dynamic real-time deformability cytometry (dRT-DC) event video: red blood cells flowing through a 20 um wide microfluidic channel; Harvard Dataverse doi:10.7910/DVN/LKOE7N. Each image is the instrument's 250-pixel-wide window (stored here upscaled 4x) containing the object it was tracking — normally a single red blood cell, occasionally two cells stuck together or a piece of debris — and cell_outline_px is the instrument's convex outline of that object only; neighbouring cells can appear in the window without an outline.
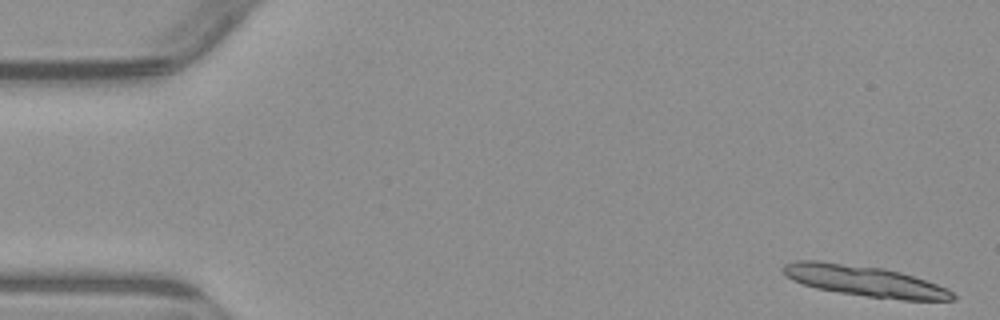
{"species": "common noctule bat (a hibernating species)", "species_latin": "Nyctalus noctula", "temperature_condition": "warm", "stored_images_in_passage": 6, "camera_frame_rate_fps": 3000, "um_per_image_px": 0.085, "animal": {"sex": "male", "body_mass_g": 23.1, "forearm_length_mm": 52.7}, "frame": {"image": 1, "passage_image": 1, "time_ms": 0.0, "image_size_px": [1000, 320], "cell_outline_px": [[956, 300], [904, 300], [868, 296], [840, 292], [816, 288], [792, 280], [784, 276], [780, 268], [784, 264], [796, 260], [816, 260], [884, 268], [900, 272], [948, 288], [956, 296]], "centroid_in_image_um": [73.45, 23.87], "position_along_channel_um": 11.5, "area_um2": 30.29}}
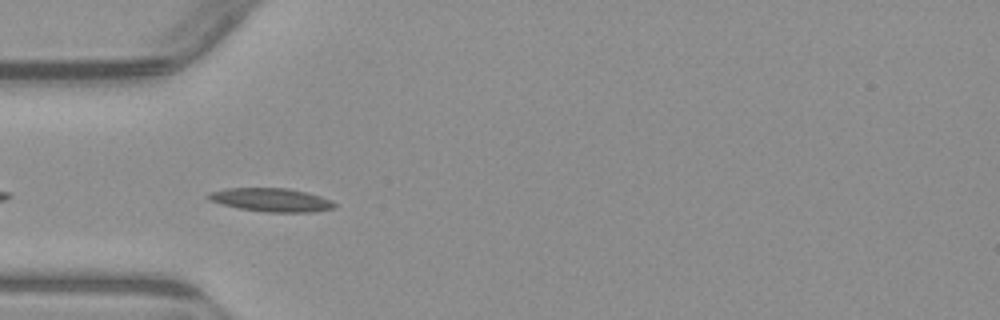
{"frame": {"image": 2, "passage_image": 5, "time_ms": 5.0, "image_size_px": [1000, 320], "cell_outline_px": [[336, 208], [312, 212], [268, 212], [240, 208], [220, 204], [208, 200], [204, 196], [208, 192], [228, 188], [288, 188], [308, 192], [332, 200], [336, 204]], "centroid_in_image_um": [23.04, 16.98], "position_along_channel_um": 62.0, "area_um2": 17.46}}
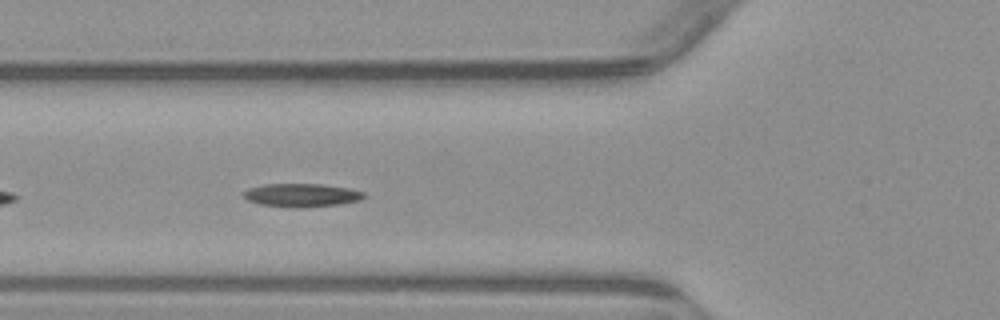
{"frame": {"image": 3, "passage_image": 6, "time_ms": 6.0, "image_size_px": [1000, 320], "cell_outline_px": [[364, 196], [360, 200], [340, 204], [292, 208], [260, 204], [248, 200], [244, 196], [244, 192], [248, 188], [264, 184], [320, 184], [348, 188], [364, 192]], "centroid_in_image_um": [25.62, 16.59], "position_along_channel_um": 100.2, "area_um2": 16.18}}